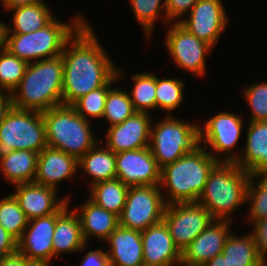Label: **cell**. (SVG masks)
<instances>
[{
    "instance_id": "6da1fadb",
    "label": "cell",
    "mask_w": 267,
    "mask_h": 266,
    "mask_svg": "<svg viewBox=\"0 0 267 266\" xmlns=\"http://www.w3.org/2000/svg\"><path fill=\"white\" fill-rule=\"evenodd\" d=\"M86 22L67 40L61 54L62 105H72L81 96L106 85L117 74V66Z\"/></svg>"
},
{
    "instance_id": "7a4b0ae2",
    "label": "cell",
    "mask_w": 267,
    "mask_h": 266,
    "mask_svg": "<svg viewBox=\"0 0 267 266\" xmlns=\"http://www.w3.org/2000/svg\"><path fill=\"white\" fill-rule=\"evenodd\" d=\"M62 87L63 58L61 55L30 62L19 85L11 93L13 107L42 113L61 106Z\"/></svg>"
},
{
    "instance_id": "3957f363",
    "label": "cell",
    "mask_w": 267,
    "mask_h": 266,
    "mask_svg": "<svg viewBox=\"0 0 267 266\" xmlns=\"http://www.w3.org/2000/svg\"><path fill=\"white\" fill-rule=\"evenodd\" d=\"M218 162H221L218 156L200 145L161 168L160 187H166L170 196L166 204L197 202L210 171Z\"/></svg>"
},
{
    "instance_id": "277c9868",
    "label": "cell",
    "mask_w": 267,
    "mask_h": 266,
    "mask_svg": "<svg viewBox=\"0 0 267 266\" xmlns=\"http://www.w3.org/2000/svg\"><path fill=\"white\" fill-rule=\"evenodd\" d=\"M249 179L250 174L237 163L218 162L210 171L197 202L214 220L231 221L229 214L247 202Z\"/></svg>"
},
{
    "instance_id": "5b68a950",
    "label": "cell",
    "mask_w": 267,
    "mask_h": 266,
    "mask_svg": "<svg viewBox=\"0 0 267 266\" xmlns=\"http://www.w3.org/2000/svg\"><path fill=\"white\" fill-rule=\"evenodd\" d=\"M48 147L64 151L78 160L97 141L88 119L79 115L71 105H61L42 112Z\"/></svg>"
},
{
    "instance_id": "8992f818",
    "label": "cell",
    "mask_w": 267,
    "mask_h": 266,
    "mask_svg": "<svg viewBox=\"0 0 267 266\" xmlns=\"http://www.w3.org/2000/svg\"><path fill=\"white\" fill-rule=\"evenodd\" d=\"M84 22L81 15H77L70 24H64L55 17L40 30L27 34L8 33L6 49L28 63L34 59L39 61L60 56L67 40Z\"/></svg>"
},
{
    "instance_id": "52a82bcc",
    "label": "cell",
    "mask_w": 267,
    "mask_h": 266,
    "mask_svg": "<svg viewBox=\"0 0 267 266\" xmlns=\"http://www.w3.org/2000/svg\"><path fill=\"white\" fill-rule=\"evenodd\" d=\"M199 126L172 118L156 122L151 127L149 148L160 168L177 161L200 146Z\"/></svg>"
},
{
    "instance_id": "ba28073f",
    "label": "cell",
    "mask_w": 267,
    "mask_h": 266,
    "mask_svg": "<svg viewBox=\"0 0 267 266\" xmlns=\"http://www.w3.org/2000/svg\"><path fill=\"white\" fill-rule=\"evenodd\" d=\"M47 146L42 113L12 107L0 124V154L13 150L40 153Z\"/></svg>"
},
{
    "instance_id": "9c48e42d",
    "label": "cell",
    "mask_w": 267,
    "mask_h": 266,
    "mask_svg": "<svg viewBox=\"0 0 267 266\" xmlns=\"http://www.w3.org/2000/svg\"><path fill=\"white\" fill-rule=\"evenodd\" d=\"M165 201L160 185L129 187L119 225L138 231L146 230L163 221Z\"/></svg>"
},
{
    "instance_id": "30bf717a",
    "label": "cell",
    "mask_w": 267,
    "mask_h": 266,
    "mask_svg": "<svg viewBox=\"0 0 267 266\" xmlns=\"http://www.w3.org/2000/svg\"><path fill=\"white\" fill-rule=\"evenodd\" d=\"M213 220L198 202L167 204L163 216L173 242L181 253Z\"/></svg>"
},
{
    "instance_id": "8fae6325",
    "label": "cell",
    "mask_w": 267,
    "mask_h": 266,
    "mask_svg": "<svg viewBox=\"0 0 267 266\" xmlns=\"http://www.w3.org/2000/svg\"><path fill=\"white\" fill-rule=\"evenodd\" d=\"M173 24L166 34L165 44L176 64L197 75L205 73V56L212 46L188 32L179 23Z\"/></svg>"
},
{
    "instance_id": "7c38bea8",
    "label": "cell",
    "mask_w": 267,
    "mask_h": 266,
    "mask_svg": "<svg viewBox=\"0 0 267 266\" xmlns=\"http://www.w3.org/2000/svg\"><path fill=\"white\" fill-rule=\"evenodd\" d=\"M116 172V178L128 187L161 182V168L149 147L116 153Z\"/></svg>"
},
{
    "instance_id": "4fadbf2b",
    "label": "cell",
    "mask_w": 267,
    "mask_h": 266,
    "mask_svg": "<svg viewBox=\"0 0 267 266\" xmlns=\"http://www.w3.org/2000/svg\"><path fill=\"white\" fill-rule=\"evenodd\" d=\"M227 21L221 0H199L191 9L189 19H179L177 23L213 47L225 30Z\"/></svg>"
},
{
    "instance_id": "5bb4252c",
    "label": "cell",
    "mask_w": 267,
    "mask_h": 266,
    "mask_svg": "<svg viewBox=\"0 0 267 266\" xmlns=\"http://www.w3.org/2000/svg\"><path fill=\"white\" fill-rule=\"evenodd\" d=\"M242 122V118L234 113H218L207 121L204 128H199L200 145L202 142L206 143L205 147L209 144L215 154L226 152L221 162H236L240 154L230 153V150L240 138Z\"/></svg>"
},
{
    "instance_id": "9a60e30c",
    "label": "cell",
    "mask_w": 267,
    "mask_h": 266,
    "mask_svg": "<svg viewBox=\"0 0 267 266\" xmlns=\"http://www.w3.org/2000/svg\"><path fill=\"white\" fill-rule=\"evenodd\" d=\"M56 220L57 212L28 221L27 227L18 240V251L32 263L50 264L54 256L53 233Z\"/></svg>"
},
{
    "instance_id": "2e32d148",
    "label": "cell",
    "mask_w": 267,
    "mask_h": 266,
    "mask_svg": "<svg viewBox=\"0 0 267 266\" xmlns=\"http://www.w3.org/2000/svg\"><path fill=\"white\" fill-rule=\"evenodd\" d=\"M151 122L147 112H135L123 123L107 130L106 147L115 154L149 147Z\"/></svg>"
},
{
    "instance_id": "e0dca14e",
    "label": "cell",
    "mask_w": 267,
    "mask_h": 266,
    "mask_svg": "<svg viewBox=\"0 0 267 266\" xmlns=\"http://www.w3.org/2000/svg\"><path fill=\"white\" fill-rule=\"evenodd\" d=\"M228 220H213L181 253V262L191 266H202L222 253L230 235Z\"/></svg>"
},
{
    "instance_id": "ac0fdd59",
    "label": "cell",
    "mask_w": 267,
    "mask_h": 266,
    "mask_svg": "<svg viewBox=\"0 0 267 266\" xmlns=\"http://www.w3.org/2000/svg\"><path fill=\"white\" fill-rule=\"evenodd\" d=\"M143 262L151 266H174L181 262V252L175 246L164 221L141 231Z\"/></svg>"
},
{
    "instance_id": "d6986e66",
    "label": "cell",
    "mask_w": 267,
    "mask_h": 266,
    "mask_svg": "<svg viewBox=\"0 0 267 266\" xmlns=\"http://www.w3.org/2000/svg\"><path fill=\"white\" fill-rule=\"evenodd\" d=\"M28 220L56 213L68 200H57V190L36 183L16 185L12 193Z\"/></svg>"
},
{
    "instance_id": "ffe728a7",
    "label": "cell",
    "mask_w": 267,
    "mask_h": 266,
    "mask_svg": "<svg viewBox=\"0 0 267 266\" xmlns=\"http://www.w3.org/2000/svg\"><path fill=\"white\" fill-rule=\"evenodd\" d=\"M77 169L76 157L47 146L38 154L34 183L57 190L58 182L72 177Z\"/></svg>"
},
{
    "instance_id": "44dd1931",
    "label": "cell",
    "mask_w": 267,
    "mask_h": 266,
    "mask_svg": "<svg viewBox=\"0 0 267 266\" xmlns=\"http://www.w3.org/2000/svg\"><path fill=\"white\" fill-rule=\"evenodd\" d=\"M110 266H139L143 262L141 231L118 226L108 237Z\"/></svg>"
},
{
    "instance_id": "7402d4cb",
    "label": "cell",
    "mask_w": 267,
    "mask_h": 266,
    "mask_svg": "<svg viewBox=\"0 0 267 266\" xmlns=\"http://www.w3.org/2000/svg\"><path fill=\"white\" fill-rule=\"evenodd\" d=\"M67 208L68 201L57 211L56 226L53 233L54 256L59 253L82 251L87 246L77 212L75 209L69 211Z\"/></svg>"
},
{
    "instance_id": "603a6c76",
    "label": "cell",
    "mask_w": 267,
    "mask_h": 266,
    "mask_svg": "<svg viewBox=\"0 0 267 266\" xmlns=\"http://www.w3.org/2000/svg\"><path fill=\"white\" fill-rule=\"evenodd\" d=\"M249 123L244 157L235 163L249 174L267 173V121Z\"/></svg>"
},
{
    "instance_id": "cb8c5ba5",
    "label": "cell",
    "mask_w": 267,
    "mask_h": 266,
    "mask_svg": "<svg viewBox=\"0 0 267 266\" xmlns=\"http://www.w3.org/2000/svg\"><path fill=\"white\" fill-rule=\"evenodd\" d=\"M77 212L82 228V235L87 244L91 236L107 240L109 235L119 226V216L99 207L88 199ZM79 212V213H78Z\"/></svg>"
},
{
    "instance_id": "d4e9b609",
    "label": "cell",
    "mask_w": 267,
    "mask_h": 266,
    "mask_svg": "<svg viewBox=\"0 0 267 266\" xmlns=\"http://www.w3.org/2000/svg\"><path fill=\"white\" fill-rule=\"evenodd\" d=\"M38 154L30 150H13L0 154L3 175L14 185L33 183Z\"/></svg>"
},
{
    "instance_id": "484cf974",
    "label": "cell",
    "mask_w": 267,
    "mask_h": 266,
    "mask_svg": "<svg viewBox=\"0 0 267 266\" xmlns=\"http://www.w3.org/2000/svg\"><path fill=\"white\" fill-rule=\"evenodd\" d=\"M221 254L227 266H266L258 254L252 233L243 237L230 233Z\"/></svg>"
},
{
    "instance_id": "4316f807",
    "label": "cell",
    "mask_w": 267,
    "mask_h": 266,
    "mask_svg": "<svg viewBox=\"0 0 267 266\" xmlns=\"http://www.w3.org/2000/svg\"><path fill=\"white\" fill-rule=\"evenodd\" d=\"M78 167L93 178L92 184L115 179L116 154L106 146L98 149L96 144L78 160Z\"/></svg>"
},
{
    "instance_id": "83f0119b",
    "label": "cell",
    "mask_w": 267,
    "mask_h": 266,
    "mask_svg": "<svg viewBox=\"0 0 267 266\" xmlns=\"http://www.w3.org/2000/svg\"><path fill=\"white\" fill-rule=\"evenodd\" d=\"M128 190L129 187L118 178L100 181L91 184L89 199L99 207L120 216Z\"/></svg>"
},
{
    "instance_id": "f1b7e54d",
    "label": "cell",
    "mask_w": 267,
    "mask_h": 266,
    "mask_svg": "<svg viewBox=\"0 0 267 266\" xmlns=\"http://www.w3.org/2000/svg\"><path fill=\"white\" fill-rule=\"evenodd\" d=\"M16 11L13 16V27L8 25V33L27 34L42 29L55 16H52L47 4L37 3L9 9Z\"/></svg>"
},
{
    "instance_id": "f546056e",
    "label": "cell",
    "mask_w": 267,
    "mask_h": 266,
    "mask_svg": "<svg viewBox=\"0 0 267 266\" xmlns=\"http://www.w3.org/2000/svg\"><path fill=\"white\" fill-rule=\"evenodd\" d=\"M154 73H137L131 78L135 82L130 99L136 112L156 109V75Z\"/></svg>"
},
{
    "instance_id": "4dcf8cb0",
    "label": "cell",
    "mask_w": 267,
    "mask_h": 266,
    "mask_svg": "<svg viewBox=\"0 0 267 266\" xmlns=\"http://www.w3.org/2000/svg\"><path fill=\"white\" fill-rule=\"evenodd\" d=\"M120 77H122L121 70L117 68V74L106 85L81 96L71 106L84 119H87V115L93 118H102L106 97L108 91L112 88L111 84Z\"/></svg>"
},
{
    "instance_id": "1f68e13d",
    "label": "cell",
    "mask_w": 267,
    "mask_h": 266,
    "mask_svg": "<svg viewBox=\"0 0 267 266\" xmlns=\"http://www.w3.org/2000/svg\"><path fill=\"white\" fill-rule=\"evenodd\" d=\"M28 221L13 194L0 200V225L17 240L21 238Z\"/></svg>"
},
{
    "instance_id": "d6a6232c",
    "label": "cell",
    "mask_w": 267,
    "mask_h": 266,
    "mask_svg": "<svg viewBox=\"0 0 267 266\" xmlns=\"http://www.w3.org/2000/svg\"><path fill=\"white\" fill-rule=\"evenodd\" d=\"M28 62L11 54L7 49L0 51V92L12 93L25 74Z\"/></svg>"
},
{
    "instance_id": "836d02e7",
    "label": "cell",
    "mask_w": 267,
    "mask_h": 266,
    "mask_svg": "<svg viewBox=\"0 0 267 266\" xmlns=\"http://www.w3.org/2000/svg\"><path fill=\"white\" fill-rule=\"evenodd\" d=\"M135 112L129 93L117 88L108 91L102 118H106L110 127L123 123Z\"/></svg>"
},
{
    "instance_id": "e575fe53",
    "label": "cell",
    "mask_w": 267,
    "mask_h": 266,
    "mask_svg": "<svg viewBox=\"0 0 267 266\" xmlns=\"http://www.w3.org/2000/svg\"><path fill=\"white\" fill-rule=\"evenodd\" d=\"M256 177L260 179L255 185L253 179ZM247 202L251 204L248 216L253 221L252 223L267 218V173L250 174L247 188Z\"/></svg>"
},
{
    "instance_id": "d590c367",
    "label": "cell",
    "mask_w": 267,
    "mask_h": 266,
    "mask_svg": "<svg viewBox=\"0 0 267 266\" xmlns=\"http://www.w3.org/2000/svg\"><path fill=\"white\" fill-rule=\"evenodd\" d=\"M184 83L179 79L156 76V108L171 112L183 101Z\"/></svg>"
},
{
    "instance_id": "8d00e7d4",
    "label": "cell",
    "mask_w": 267,
    "mask_h": 266,
    "mask_svg": "<svg viewBox=\"0 0 267 266\" xmlns=\"http://www.w3.org/2000/svg\"><path fill=\"white\" fill-rule=\"evenodd\" d=\"M162 0H130L133 13L137 21L142 25V28L148 38L152 33L154 23L157 19V16L163 11L165 13V22H168L166 19V9H165V0L161 4Z\"/></svg>"
},
{
    "instance_id": "74e56055",
    "label": "cell",
    "mask_w": 267,
    "mask_h": 266,
    "mask_svg": "<svg viewBox=\"0 0 267 266\" xmlns=\"http://www.w3.org/2000/svg\"><path fill=\"white\" fill-rule=\"evenodd\" d=\"M244 95L251 107L252 117L250 122L267 121V82L247 87Z\"/></svg>"
},
{
    "instance_id": "f35d334b",
    "label": "cell",
    "mask_w": 267,
    "mask_h": 266,
    "mask_svg": "<svg viewBox=\"0 0 267 266\" xmlns=\"http://www.w3.org/2000/svg\"><path fill=\"white\" fill-rule=\"evenodd\" d=\"M252 234L257 246L258 254L261 260L265 263L267 262V218L262 220H257L254 223Z\"/></svg>"
},
{
    "instance_id": "ab89813d",
    "label": "cell",
    "mask_w": 267,
    "mask_h": 266,
    "mask_svg": "<svg viewBox=\"0 0 267 266\" xmlns=\"http://www.w3.org/2000/svg\"><path fill=\"white\" fill-rule=\"evenodd\" d=\"M199 0H165V9H166V19L169 21H173L175 18V22L177 23L176 19L183 16L185 12L191 11L193 6Z\"/></svg>"
},
{
    "instance_id": "60d3db41",
    "label": "cell",
    "mask_w": 267,
    "mask_h": 266,
    "mask_svg": "<svg viewBox=\"0 0 267 266\" xmlns=\"http://www.w3.org/2000/svg\"><path fill=\"white\" fill-rule=\"evenodd\" d=\"M18 251V240L0 225V257Z\"/></svg>"
},
{
    "instance_id": "b9f144b4",
    "label": "cell",
    "mask_w": 267,
    "mask_h": 266,
    "mask_svg": "<svg viewBox=\"0 0 267 266\" xmlns=\"http://www.w3.org/2000/svg\"><path fill=\"white\" fill-rule=\"evenodd\" d=\"M80 266H110L106 252L102 250L89 251Z\"/></svg>"
},
{
    "instance_id": "7bdbcfd3",
    "label": "cell",
    "mask_w": 267,
    "mask_h": 266,
    "mask_svg": "<svg viewBox=\"0 0 267 266\" xmlns=\"http://www.w3.org/2000/svg\"><path fill=\"white\" fill-rule=\"evenodd\" d=\"M33 264L34 263L29 261L27 257L19 251L0 257V266H32Z\"/></svg>"
},
{
    "instance_id": "ee69618b",
    "label": "cell",
    "mask_w": 267,
    "mask_h": 266,
    "mask_svg": "<svg viewBox=\"0 0 267 266\" xmlns=\"http://www.w3.org/2000/svg\"><path fill=\"white\" fill-rule=\"evenodd\" d=\"M13 102L11 93L0 92V124L8 114V112L12 109Z\"/></svg>"
},
{
    "instance_id": "f6af8a7d",
    "label": "cell",
    "mask_w": 267,
    "mask_h": 266,
    "mask_svg": "<svg viewBox=\"0 0 267 266\" xmlns=\"http://www.w3.org/2000/svg\"><path fill=\"white\" fill-rule=\"evenodd\" d=\"M44 3L43 0H2V4L6 10L20 6Z\"/></svg>"
},
{
    "instance_id": "bcb514c9",
    "label": "cell",
    "mask_w": 267,
    "mask_h": 266,
    "mask_svg": "<svg viewBox=\"0 0 267 266\" xmlns=\"http://www.w3.org/2000/svg\"><path fill=\"white\" fill-rule=\"evenodd\" d=\"M8 25L0 21V51L6 49Z\"/></svg>"
},
{
    "instance_id": "7dc6e473",
    "label": "cell",
    "mask_w": 267,
    "mask_h": 266,
    "mask_svg": "<svg viewBox=\"0 0 267 266\" xmlns=\"http://www.w3.org/2000/svg\"><path fill=\"white\" fill-rule=\"evenodd\" d=\"M202 266H227L225 258L222 254H219L212 258L211 260L207 261Z\"/></svg>"
},
{
    "instance_id": "c3c4849f",
    "label": "cell",
    "mask_w": 267,
    "mask_h": 266,
    "mask_svg": "<svg viewBox=\"0 0 267 266\" xmlns=\"http://www.w3.org/2000/svg\"><path fill=\"white\" fill-rule=\"evenodd\" d=\"M32 266H49V265H47V264H33Z\"/></svg>"
},
{
    "instance_id": "681fc988",
    "label": "cell",
    "mask_w": 267,
    "mask_h": 266,
    "mask_svg": "<svg viewBox=\"0 0 267 266\" xmlns=\"http://www.w3.org/2000/svg\"><path fill=\"white\" fill-rule=\"evenodd\" d=\"M177 265H179V266H191V265L184 264L183 262H180Z\"/></svg>"
},
{
    "instance_id": "f907efd6",
    "label": "cell",
    "mask_w": 267,
    "mask_h": 266,
    "mask_svg": "<svg viewBox=\"0 0 267 266\" xmlns=\"http://www.w3.org/2000/svg\"><path fill=\"white\" fill-rule=\"evenodd\" d=\"M139 266H151V265H148V264L142 263V264H140Z\"/></svg>"
}]
</instances>
